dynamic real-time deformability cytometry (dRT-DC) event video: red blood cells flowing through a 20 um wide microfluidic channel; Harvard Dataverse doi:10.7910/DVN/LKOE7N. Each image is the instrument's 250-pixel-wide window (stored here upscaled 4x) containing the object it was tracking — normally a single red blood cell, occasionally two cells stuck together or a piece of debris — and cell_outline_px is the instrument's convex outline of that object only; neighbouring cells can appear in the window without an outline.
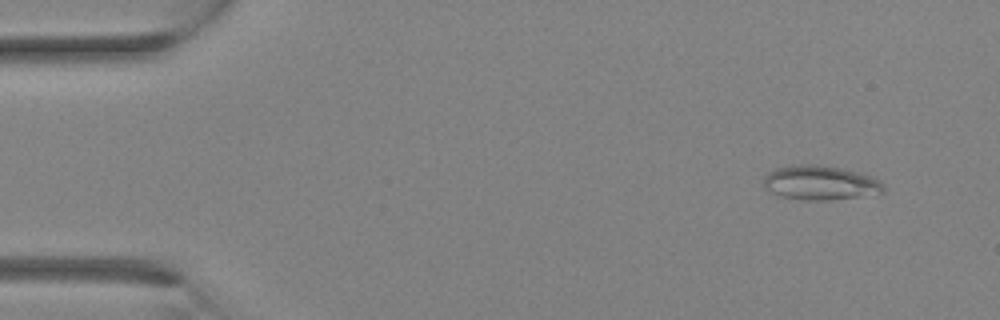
{"species": "Egyptian fruit bat (a non-hibernating species)", "species_latin": "Rousettus aegyptiacus", "temperature_condition": "room temperature", "stored_images_in_passage": 12, "camera_frame_rate_fps": 3000, "um_per_image_px": 0.085, "animal": {"sex": "female"}, "frame": {"image": 1, "passage_image": 1, "time_ms": 0.0, "image_size_px": [1000, 320], "cell_outline_px": [[884, 192], [828, 200], [800, 200], [780, 196], [764, 188], [764, 176], [768, 172], [776, 168], [792, 164], [816, 164], [844, 168], [872, 176], [880, 180], [884, 184]], "centroid_in_image_um": [69.7, 15.52], "position_along_channel_um": 15.3, "area_um2": 24.16}}
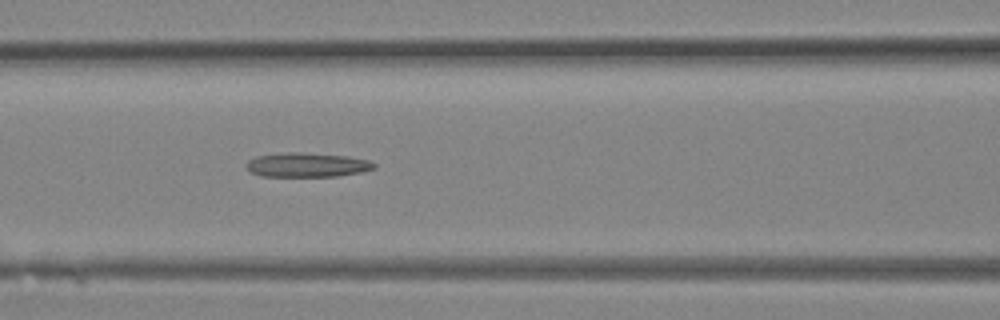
{"frame": {"image": 2, "passage_image": 12, "time_ms": 3.667, "image_size_px": [1000, 320], "cell_outline_px": [[376, 168], [364, 172], [340, 176], [260, 176], [248, 172], [244, 168], [244, 164], [248, 160], [256, 156], [288, 152], [304, 152], [348, 156], [368, 160], [376, 164]], "centroid_in_image_um": [26.07, 14.02], "position_along_channel_um": 140.5, "area_um2": 18.5}}